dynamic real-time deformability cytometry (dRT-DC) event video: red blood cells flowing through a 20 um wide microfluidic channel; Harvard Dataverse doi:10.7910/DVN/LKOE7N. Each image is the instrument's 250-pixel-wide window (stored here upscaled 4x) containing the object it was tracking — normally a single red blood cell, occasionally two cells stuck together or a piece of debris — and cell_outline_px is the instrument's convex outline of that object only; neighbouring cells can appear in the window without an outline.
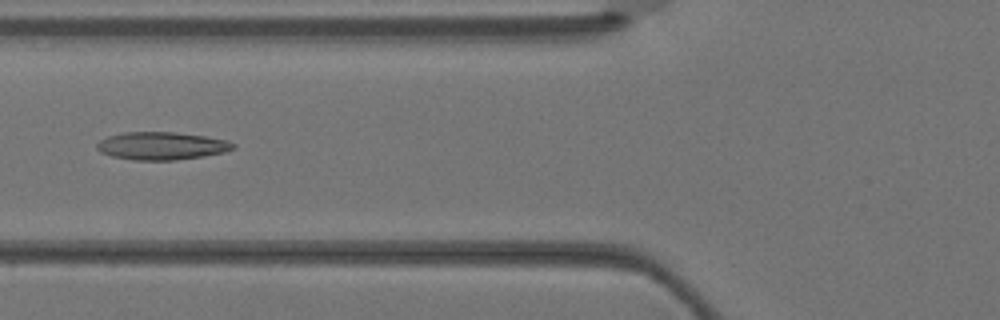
{"species": "Egyptian fruit bat (a non-hibernating species)", "species_latin": "Rousettus aegyptiacus", "temperature_condition": "warm", "stored_images_in_passage": 3, "camera_frame_rate_fps": 3000, "um_per_image_px": 0.085, "animal": {"sex": "female"}, "frame": {"image": 1, "passage_image": 3, "time_ms": 0.667, "image_size_px": [1000, 320], "cell_outline_px": [[236, 148], [224, 152], [204, 156], [176, 160], [132, 160], [112, 156], [100, 152], [96, 148], [96, 144], [100, 140], [108, 136], [124, 132], [172, 132], [204, 136], [228, 140], [236, 144]], "centroid_in_image_um": [13.74, 12.4], "position_along_channel_um": 112.1, "area_um2": 22.14}}